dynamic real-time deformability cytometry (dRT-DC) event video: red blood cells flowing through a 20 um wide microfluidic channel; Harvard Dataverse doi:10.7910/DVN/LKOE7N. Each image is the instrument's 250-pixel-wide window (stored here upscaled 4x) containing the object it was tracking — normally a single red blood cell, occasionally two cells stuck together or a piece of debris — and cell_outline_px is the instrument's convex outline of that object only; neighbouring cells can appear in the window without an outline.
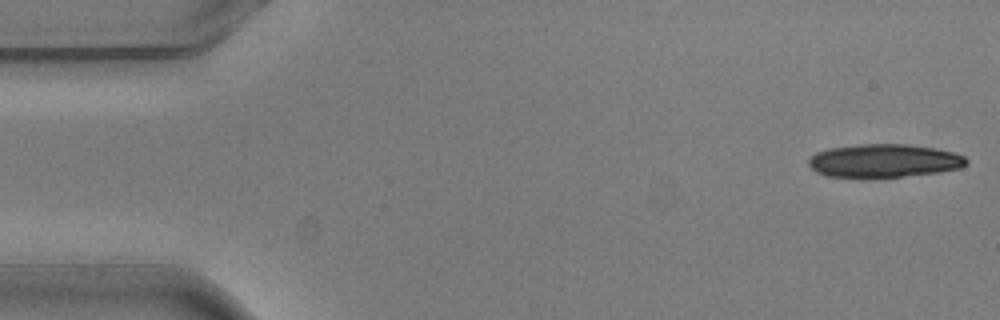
{"species": "common noctule bat (a hibernating species)", "species_latin": "Nyctalus noctula", "temperature_condition": "warm", "stored_images_in_passage": 6, "camera_frame_rate_fps": 3000, "um_per_image_px": 0.085, "animal": {"sex": "male", "body_mass_g": 20.5, "forearm_length_mm": 52.5}, "frame": {"image": 1, "passage_image": 1, "time_ms": 0.0, "image_size_px": [1000, 320], "cell_outline_px": [[968, 164], [960, 168], [940, 172], [872, 180], [828, 176], [816, 172], [808, 164], [808, 160], [816, 152], [828, 148], [860, 144], [908, 144], [936, 148], [956, 152], [964, 156], [968, 160]], "centroid_in_image_um": [75.15, 13.69], "position_along_channel_um": 9.9, "area_um2": 31.62}}